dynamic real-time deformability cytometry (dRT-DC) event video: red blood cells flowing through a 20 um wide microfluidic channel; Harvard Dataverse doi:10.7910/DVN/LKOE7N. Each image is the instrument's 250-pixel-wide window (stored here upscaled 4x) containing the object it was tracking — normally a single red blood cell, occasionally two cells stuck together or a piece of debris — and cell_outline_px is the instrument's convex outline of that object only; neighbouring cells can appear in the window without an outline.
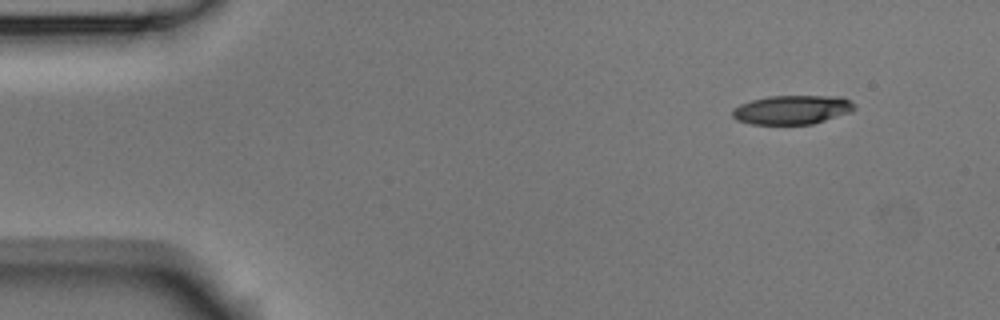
{"species": "Egyptian fruit bat (a non-hibernating species)", "species_latin": "Rousettus aegyptiacus", "temperature_condition": "room temperature", "stored_images_in_passage": 3, "segment_of_instrument_passage": [2, 2], "camera_frame_rate_fps": 3000, "um_per_image_px": 0.085, "animal": {"sex": "male"}, "frame": {"image": 1, "passage_image": 3, "time_ms": 0.667, "image_size_px": [1000, 320], "cell_outline_px": [[856, 108], [852, 112], [812, 124], [752, 124], [736, 120], [732, 116], [732, 108], [740, 104], [752, 100], [768, 96], [844, 96], [852, 100], [856, 104]], "centroid_in_image_um": [67.37, 9.32], "position_along_channel_um": 17.6, "area_um2": 20.92}}